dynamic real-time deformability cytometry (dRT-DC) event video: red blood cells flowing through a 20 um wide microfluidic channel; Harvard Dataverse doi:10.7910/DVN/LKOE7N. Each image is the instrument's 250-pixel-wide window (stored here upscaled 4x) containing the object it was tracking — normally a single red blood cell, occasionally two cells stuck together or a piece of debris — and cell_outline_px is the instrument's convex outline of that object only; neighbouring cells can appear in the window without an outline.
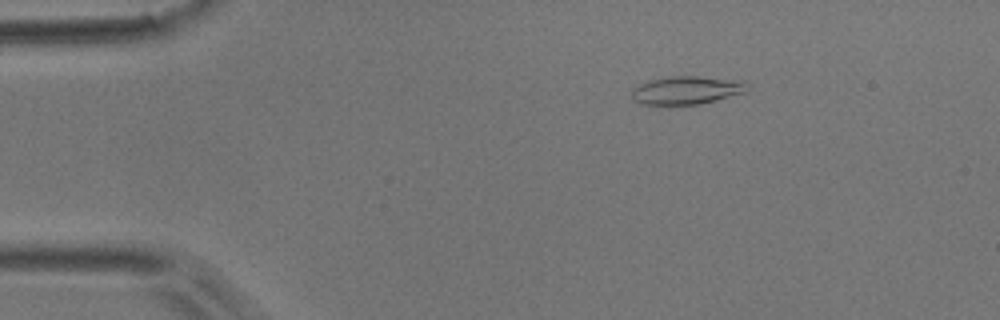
{"species": "common noctule bat (a hibernating species)", "species_latin": "Nyctalus noctula", "temperature_condition": "room temperature", "stored_images_in_passage": 6, "camera_frame_rate_fps": 3000, "um_per_image_px": 0.085, "animal": {"sex": "male", "body_mass_g": 17.9}, "frame": {"image": 1, "passage_image": 2, "time_ms": 0.333, "image_size_px": [1000, 320], "cell_outline_px": [[752, 88], [744, 92], [716, 100], [700, 104], [640, 104], [632, 100], [632, 88], [648, 80], [668, 76], [696, 76], [744, 80], [752, 84]], "centroid_in_image_um": [58.41, 7.65], "position_along_channel_um": 26.6, "area_um2": 19.25}}